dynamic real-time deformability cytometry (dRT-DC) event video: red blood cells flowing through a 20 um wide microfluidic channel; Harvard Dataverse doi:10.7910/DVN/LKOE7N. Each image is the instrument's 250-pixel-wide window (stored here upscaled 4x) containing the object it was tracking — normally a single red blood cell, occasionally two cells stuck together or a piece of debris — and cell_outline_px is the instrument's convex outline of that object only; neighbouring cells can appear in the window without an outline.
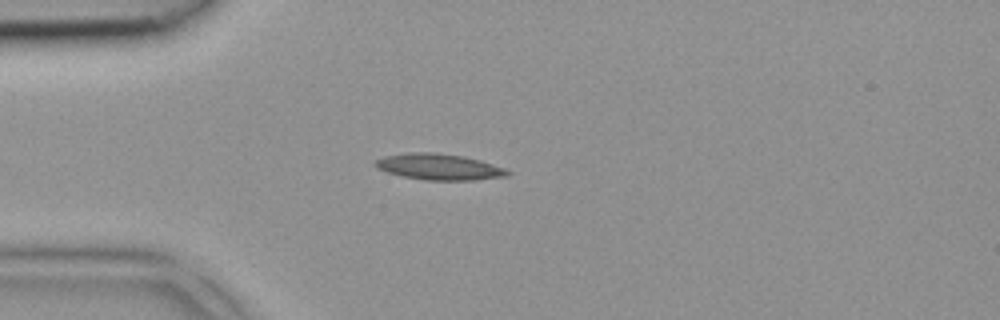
{"species": "common noctule bat (a hibernating species)", "species_latin": "Nyctalus noctula", "temperature_condition": "room temperature", "stored_images_in_passage": 3, "camera_frame_rate_fps": 3000, "um_per_image_px": 0.085, "animal": {"sex": "female", "body_mass_g": 18.4}, "frame": {"image": 1, "passage_image": 3, "time_ms": 0.667, "image_size_px": [1000, 320], "cell_outline_px": [[512, 172], [508, 176], [476, 180], [428, 180], [404, 176], [388, 172], [376, 168], [372, 164], [376, 160], [384, 156], [408, 152], [436, 152], [464, 156], [480, 160], [504, 168]], "centroid_in_image_um": [37.33, 14.17], "position_along_channel_um": 47.7, "area_um2": 20.17}}